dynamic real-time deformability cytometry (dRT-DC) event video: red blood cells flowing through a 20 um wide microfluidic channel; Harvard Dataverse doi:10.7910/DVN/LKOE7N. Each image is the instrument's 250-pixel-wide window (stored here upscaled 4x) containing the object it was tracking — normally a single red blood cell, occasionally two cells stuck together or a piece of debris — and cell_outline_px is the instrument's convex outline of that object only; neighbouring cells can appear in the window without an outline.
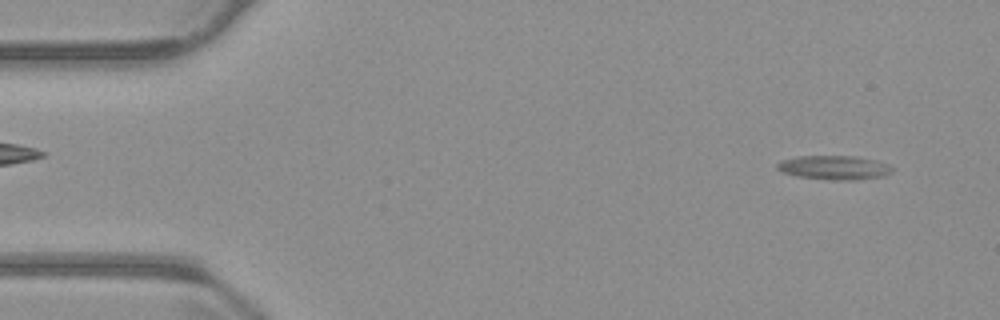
{"species": "common noctule bat (a hibernating species)", "species_latin": "Nyctalus noctula", "temperature_condition": "warm", "stored_images_in_passage": 16, "camera_frame_rate_fps": 3000, "um_per_image_px": 0.085, "animal": {"sex": "male", "body_mass_g": 23.1, "forearm_length_mm": 52.7}, "frame": {"image": 1, "passage_image": 4, "time_ms": 1.0, "image_size_px": [1000, 320], "cell_outline_px": [[892, 172], [884, 176], [856, 180], [840, 180], [796, 176], [780, 172], [776, 168], [776, 164], [780, 160], [796, 156], [856, 156], [888, 164], [892, 168]], "centroid_in_image_um": [70.85, 14.24], "position_along_channel_um": 14.1, "area_um2": 16.13}}